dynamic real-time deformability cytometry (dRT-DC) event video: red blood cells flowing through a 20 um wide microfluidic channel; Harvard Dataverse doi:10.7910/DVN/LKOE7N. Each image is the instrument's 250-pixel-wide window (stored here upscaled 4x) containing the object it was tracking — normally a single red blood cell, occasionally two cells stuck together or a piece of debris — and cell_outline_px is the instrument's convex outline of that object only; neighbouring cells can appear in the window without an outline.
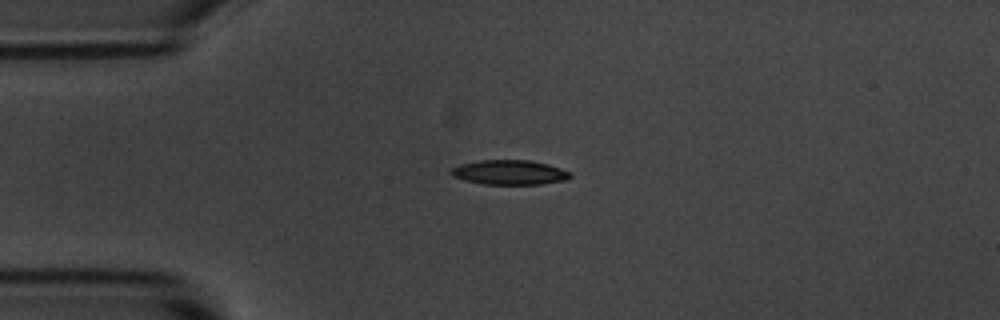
{"species": "common noctule bat (a hibernating species)", "species_latin": "Nyctalus noctula", "temperature_condition": "room temperature", "stored_images_in_passage": 6, "camera_frame_rate_fps": 3000, "um_per_image_px": 0.085, "animal": {"sex": "male", "body_mass_g": 20.1, "forearm_length_mm": 53.5}, "frame": {"image": 1, "passage_image": 1, "time_ms": 0.0, "image_size_px": [1000, 320], "cell_outline_px": [[572, 176], [564, 180], [540, 184], [484, 184], [464, 180], [452, 176], [448, 172], [452, 168], [460, 164], [480, 160], [532, 160], [548, 164], [572, 172]], "centroid_in_image_um": [43.3, 14.64], "position_along_channel_um": 41.7, "area_um2": 17.17}}
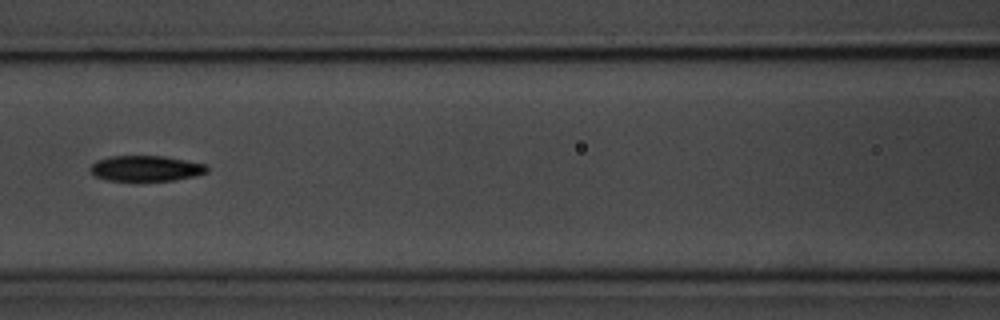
{"frame": {"image": 2, "passage_image": 4, "time_ms": 3.667, "image_size_px": [1000, 320], "cell_outline_px": [[208, 172], [196, 176], [172, 180], [108, 180], [96, 176], [88, 168], [96, 160], [108, 156], [164, 156], [204, 164], [208, 168]], "centroid_in_image_um": [12.39, 14.3], "position_along_channel_um": 154.2, "area_um2": 17.22}}
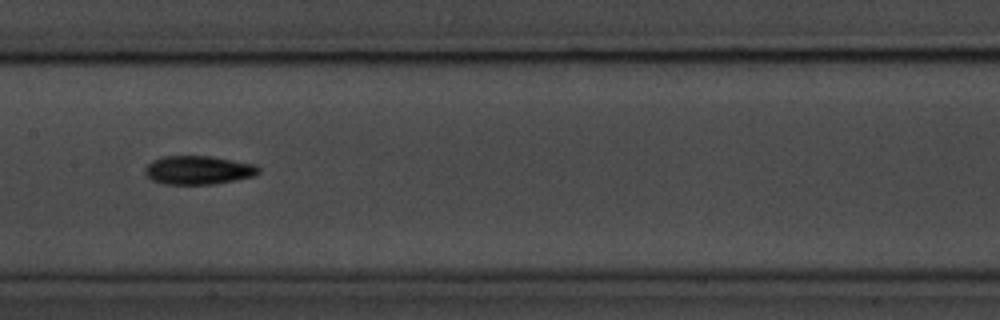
{"frame": {"image": 3, "passage_image": 5, "time_ms": 4.667, "image_size_px": [1000, 320], "cell_outline_px": [[260, 172], [256, 176], [236, 180], [212, 184], [164, 184], [152, 180], [144, 172], [148, 164], [152, 160], [160, 156], [212, 156], [256, 164], [260, 168]], "centroid_in_image_um": [16.89, 14.45], "position_along_channel_um": 190.5, "area_um2": 19.13}}